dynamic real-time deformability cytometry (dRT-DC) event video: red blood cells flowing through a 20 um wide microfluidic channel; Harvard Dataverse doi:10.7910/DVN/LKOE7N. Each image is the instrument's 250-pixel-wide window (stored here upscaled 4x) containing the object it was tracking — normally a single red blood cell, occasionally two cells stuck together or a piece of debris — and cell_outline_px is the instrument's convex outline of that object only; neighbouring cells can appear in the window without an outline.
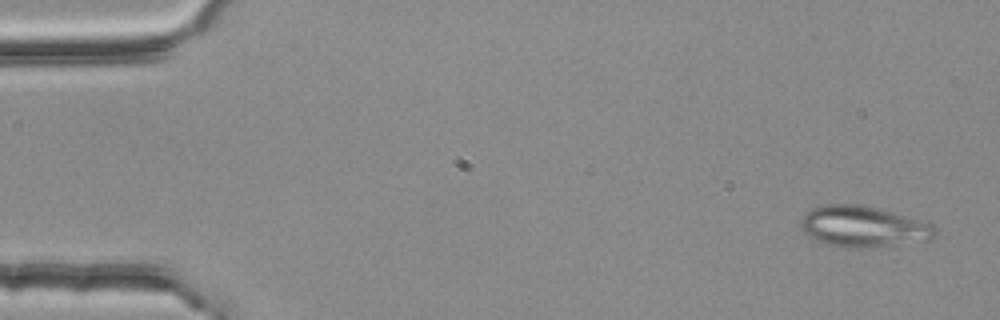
{"species": "common noctule bat (a hibernating species)", "species_latin": "Nyctalus noctula", "temperature_condition": "room temperature", "stored_images_in_passage": 3, "camera_frame_rate_fps": 3000, "um_per_image_px": 0.085, "animal": {"sex": "female", "body_mass_g": 25.1}, "frame": {"image": 1, "passage_image": 1, "time_ms": 0.0, "image_size_px": [1000, 320], "cell_outline_px": [[936, 236], [932, 240], [868, 248], [856, 248], [828, 244], [816, 240], [804, 232], [800, 228], [800, 220], [812, 208], [820, 204], [860, 204], [876, 208], [932, 224], [936, 228]], "centroid_in_image_um": [73.37, 19.26], "position_along_channel_um": 11.6, "area_um2": 31.91}}